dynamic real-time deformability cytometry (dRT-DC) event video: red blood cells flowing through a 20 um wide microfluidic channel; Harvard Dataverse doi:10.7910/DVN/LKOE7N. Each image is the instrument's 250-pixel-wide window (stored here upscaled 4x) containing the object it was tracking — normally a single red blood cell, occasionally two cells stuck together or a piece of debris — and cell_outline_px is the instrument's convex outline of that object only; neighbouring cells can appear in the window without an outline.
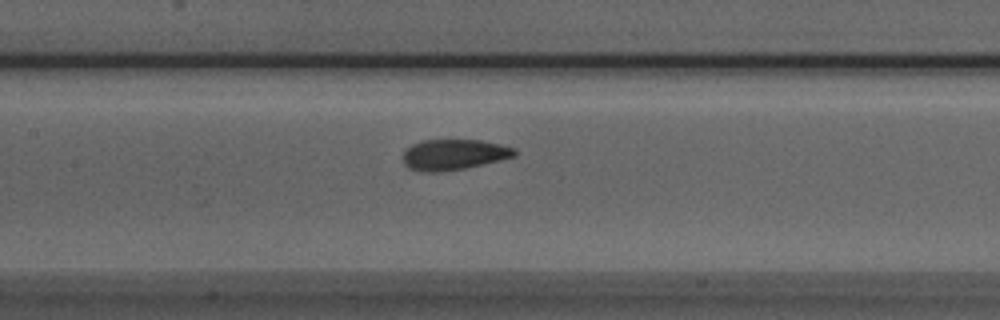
{"species": "Egyptian fruit bat (a non-hibernating species)", "species_latin": "Rousettus aegyptiacus", "temperature_condition": "room temperature", "stored_images_in_passage": 18, "camera_frame_rate_fps": 3000, "um_per_image_px": 0.085, "animal": {"sex": "male"}, "frame": {"image": 1, "passage_image": 16, "time_ms": 5.0, "image_size_px": [1000, 320], "cell_outline_px": [[516, 156], [500, 160], [464, 168], [440, 172], [420, 172], [408, 168], [404, 164], [404, 152], [412, 144], [420, 140], [480, 140], [500, 144], [516, 148]], "centroid_in_image_um": [38.57, 13.14], "position_along_channel_um": 168.8, "area_um2": 19.94}}